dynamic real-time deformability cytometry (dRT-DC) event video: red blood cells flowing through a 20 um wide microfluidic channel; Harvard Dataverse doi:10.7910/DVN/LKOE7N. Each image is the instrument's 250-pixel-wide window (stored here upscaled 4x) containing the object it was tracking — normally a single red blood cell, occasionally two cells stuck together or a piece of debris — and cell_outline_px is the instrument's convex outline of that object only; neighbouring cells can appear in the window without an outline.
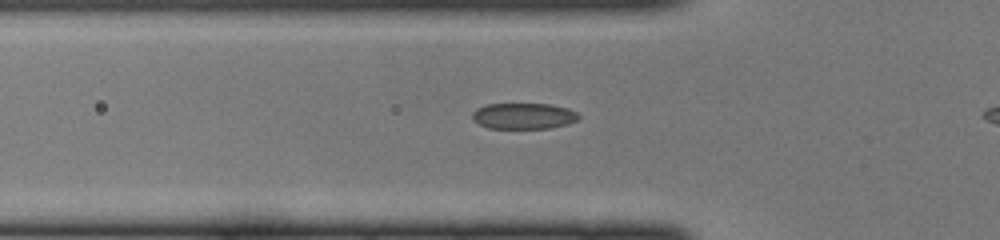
{"species": "common noctule bat (a hibernating species)", "species_latin": "Nyctalus noctula", "temperature_condition": "cold", "stored_images_in_passage": 38, "camera_frame_rate_fps": 3000, "um_per_image_px": 0.085, "animal": {"sex": "female", "body_mass_g": 22.0, "forearm_length_mm": 56.7}, "frame": {"image": 1, "passage_image": 15, "time_ms": 4.667, "image_size_px": [1000, 240], "cell_outline_px": [[580, 116], [576, 120], [568, 124], [552, 128], [488, 128], [472, 120], [472, 112], [476, 108], [484, 104], [548, 104], [568, 108], [576, 112]], "centroid_in_image_um": [44.48, 9.86], "position_along_channel_um": 81.3, "area_um2": 16.18}}
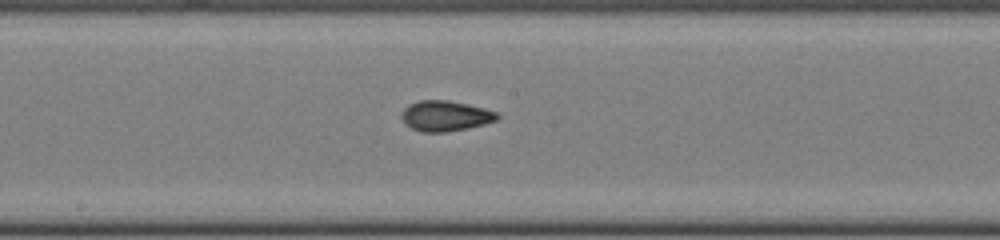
{"frame": {"image": 2, "passage_image": 24, "time_ms": 7.667, "image_size_px": [1000, 240], "cell_outline_px": [[500, 116], [496, 120], [484, 124], [468, 128], [448, 132], [420, 132], [404, 124], [400, 116], [404, 108], [408, 104], [420, 100], [448, 100], [468, 104], [484, 108], [496, 112]], "centroid_in_image_um": [37.82, 9.85], "position_along_channel_um": 210.4, "area_um2": 17.11}}
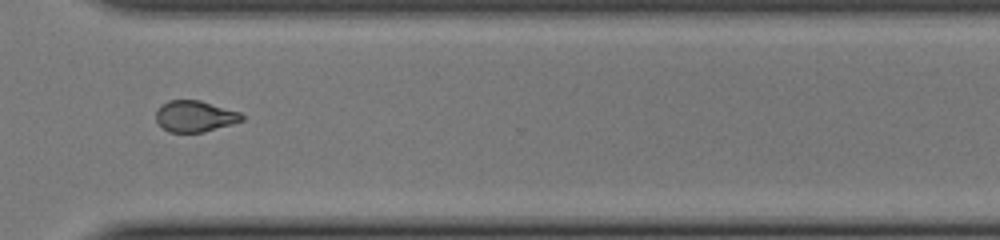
{"frame": {"image": 3, "passage_image": 34, "time_ms": 11.0, "image_size_px": [1000, 240], "cell_outline_px": [[244, 120], [232, 124], [204, 132], [168, 132], [156, 120], [156, 112], [160, 104], [168, 100], [200, 100], [240, 112], [244, 116]], "centroid_in_image_um": [16.57, 9.87], "position_along_channel_um": 354.0, "area_um2": 15.66}}